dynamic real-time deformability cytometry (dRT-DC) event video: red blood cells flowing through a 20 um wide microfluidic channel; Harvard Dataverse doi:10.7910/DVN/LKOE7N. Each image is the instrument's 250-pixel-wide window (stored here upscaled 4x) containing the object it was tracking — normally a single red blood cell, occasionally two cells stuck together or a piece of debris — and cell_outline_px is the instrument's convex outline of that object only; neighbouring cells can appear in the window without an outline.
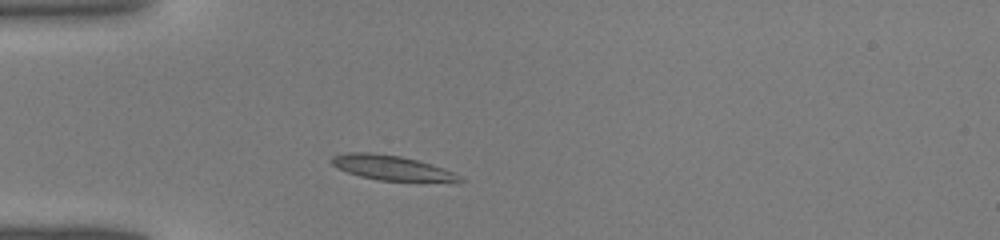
{"species": "common noctule bat (a hibernating species)", "species_latin": "Nyctalus noctula", "temperature_condition": "warm", "stored_images_in_passage": 27, "camera_frame_rate_fps": 3000, "um_per_image_px": 0.085, "animal": {"sex": "male", "body_mass_g": 19.0, "forearm_length_mm": 50.8}, "frame": {"image": 1, "passage_image": 4, "time_ms": 1.0, "image_size_px": [1000, 240], "cell_outline_px": [[464, 180], [380, 180], [360, 176], [336, 168], [328, 160], [332, 156], [348, 152], [372, 152], [400, 156], [432, 164], [452, 172], [460, 176]], "centroid_in_image_um": [33.13, 14.22], "position_along_channel_um": 51.9, "area_um2": 17.92}}
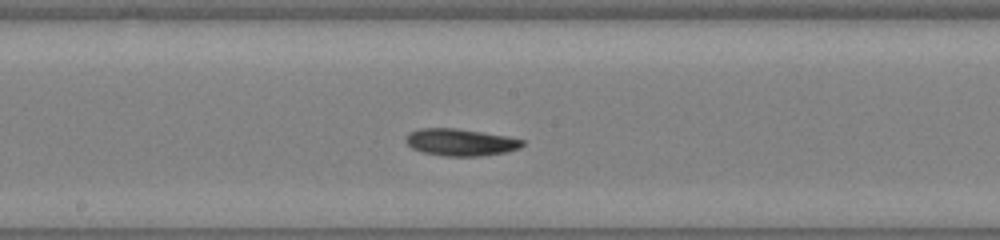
{"frame": {"image": 2, "passage_image": 15, "time_ms": 4.667, "image_size_px": [1000, 240], "cell_outline_px": [[524, 144], [520, 148], [508, 152], [484, 156], [444, 156], [420, 152], [412, 148], [404, 140], [412, 132], [420, 128], [456, 128], [508, 136], [524, 140]], "centroid_in_image_um": [39.18, 12.1], "position_along_channel_um": 209.0, "area_um2": 18.5}}
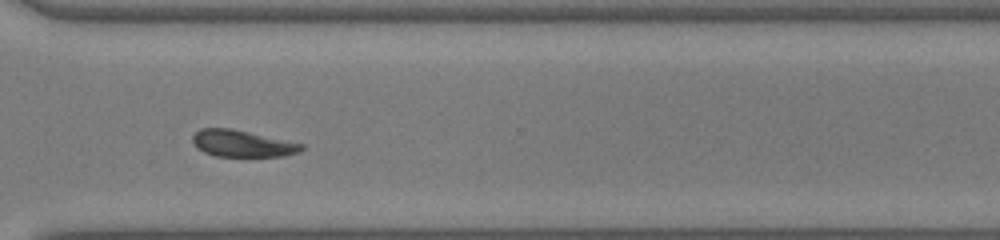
{"frame": {"image": 3, "passage_image": 24, "time_ms": 7.667, "image_size_px": [1000, 240], "cell_outline_px": [[304, 148], [300, 152], [284, 156], [216, 156], [204, 152], [196, 148], [192, 140], [192, 136], [200, 128], [232, 128], [304, 144]], "centroid_in_image_um": [20.59, 12.2], "position_along_channel_um": 350.0, "area_um2": 16.99}}